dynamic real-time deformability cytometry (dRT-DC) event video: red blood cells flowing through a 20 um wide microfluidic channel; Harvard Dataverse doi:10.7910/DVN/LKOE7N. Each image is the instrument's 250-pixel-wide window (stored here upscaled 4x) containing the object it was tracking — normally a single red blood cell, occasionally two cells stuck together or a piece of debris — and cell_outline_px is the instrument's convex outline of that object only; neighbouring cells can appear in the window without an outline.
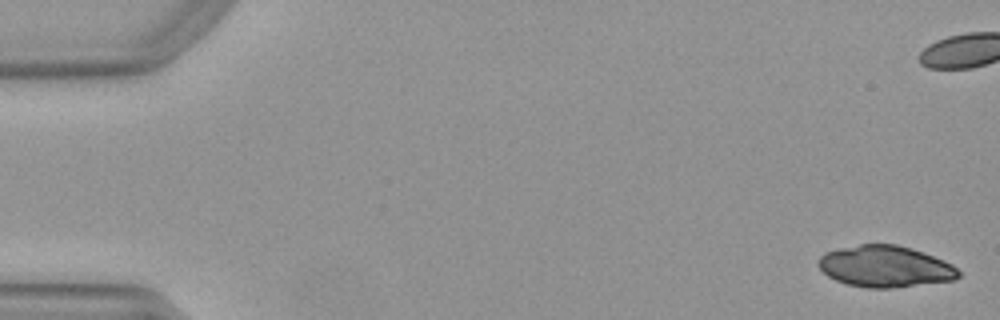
{"species": "Egyptian fruit bat (a non-hibernating species)", "species_latin": "Rousettus aegyptiacus", "temperature_condition": "warm", "stored_images_in_passage": 24, "camera_frame_rate_fps": 3000, "um_per_image_px": 0.085, "animal": {"sex": "female"}, "frame": {"image": 1, "passage_image": 1, "time_ms": 0.0, "image_size_px": [1000, 320], "cell_outline_px": [[960, 276], [952, 280], [888, 288], [868, 288], [848, 284], [836, 280], [828, 276], [816, 264], [820, 256], [824, 252], [840, 248], [860, 244], [896, 244], [912, 248], [924, 252], [944, 260], [952, 264], [960, 272]], "centroid_in_image_um": [75.22, 22.63], "position_along_channel_um": 9.8, "area_um2": 33.76}}